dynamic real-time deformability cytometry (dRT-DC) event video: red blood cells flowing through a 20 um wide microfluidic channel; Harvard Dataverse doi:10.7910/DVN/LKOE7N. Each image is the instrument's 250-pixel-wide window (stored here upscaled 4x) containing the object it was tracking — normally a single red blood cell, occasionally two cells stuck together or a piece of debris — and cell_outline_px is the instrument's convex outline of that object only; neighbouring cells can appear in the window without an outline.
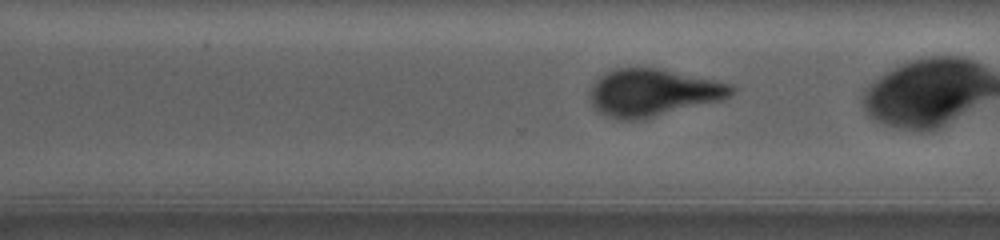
{"species": "human", "species_latin": "Homo sapiens", "temperature_condition": "warm", "stored_images_in_passage": 77, "camera_frame_rate_fps": 3000, "um_per_image_px": 0.085, "donor": {"sex": "female"}, "frame": {"image": 1, "passage_image": 63, "time_ms": 18.667, "image_size_px": [1000, 240], "cell_outline_px": [[736, 92], [732, 96], [724, 100], [640, 120], [616, 120], [600, 112], [592, 104], [588, 96], [588, 88], [600, 76], [616, 68], [656, 68], [716, 80], [732, 84], [736, 88]], "centroid_in_image_um": [55.52, 7.88], "position_along_channel_um": 315.1, "area_um2": 39.36}}